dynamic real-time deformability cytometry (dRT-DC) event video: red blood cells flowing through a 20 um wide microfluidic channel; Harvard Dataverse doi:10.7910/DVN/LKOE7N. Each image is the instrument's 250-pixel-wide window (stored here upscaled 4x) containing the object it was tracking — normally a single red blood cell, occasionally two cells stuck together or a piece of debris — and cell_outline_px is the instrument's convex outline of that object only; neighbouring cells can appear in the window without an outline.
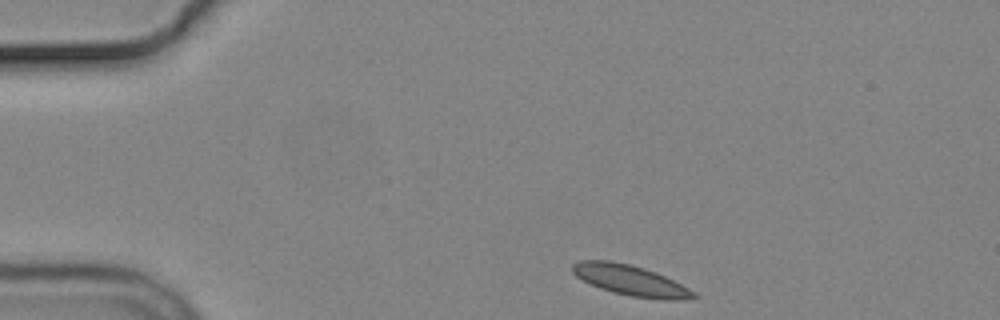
{"species": "common noctule bat (a hibernating species)", "species_latin": "Nyctalus noctula", "temperature_condition": "cold", "stored_images_in_passage": 4, "camera_frame_rate_fps": 3000, "um_per_image_px": 0.085, "animal": {"sex": "male", "body_mass_g": 19.2, "forearm_length_mm": 51.8}, "frame": {"image": 1, "passage_image": 1, "time_ms": 0.0, "image_size_px": [1000, 320], "cell_outline_px": [[700, 296], [680, 300], [664, 300], [632, 296], [612, 292], [600, 288], [576, 276], [572, 272], [572, 264], [580, 260], [608, 260], [628, 264], [644, 268], [656, 272], [696, 292]], "centroid_in_image_um": [53.6, 23.83], "position_along_channel_um": 31.4, "area_um2": 21.33}}
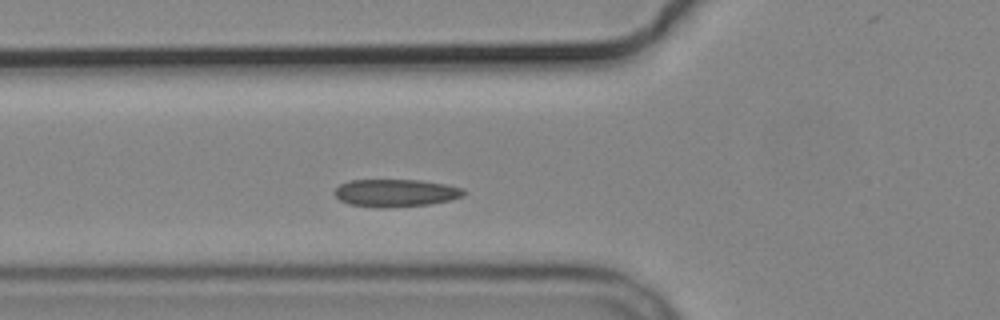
{"frame": {"image": 2, "passage_image": 4, "time_ms": 3.333, "image_size_px": [1000, 320], "cell_outline_px": [[468, 192], [464, 196], [452, 200], [428, 204], [380, 208], [376, 208], [348, 204], [340, 200], [332, 192], [340, 184], [348, 180], [420, 180], [444, 184], [464, 188]], "centroid_in_image_um": [33.64, 16.4], "position_along_channel_um": 92.2, "area_um2": 20.98}}